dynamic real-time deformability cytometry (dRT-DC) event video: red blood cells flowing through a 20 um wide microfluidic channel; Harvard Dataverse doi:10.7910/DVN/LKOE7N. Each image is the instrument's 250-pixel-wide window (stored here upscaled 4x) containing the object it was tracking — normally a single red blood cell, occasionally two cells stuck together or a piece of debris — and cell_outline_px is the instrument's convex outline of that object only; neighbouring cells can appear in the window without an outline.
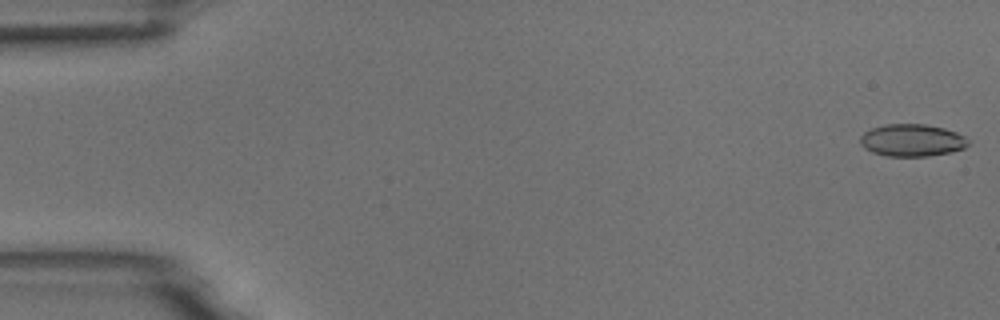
{"species": "common noctule bat (a hibernating species)", "species_latin": "Nyctalus noctula", "temperature_condition": "room temperature", "stored_images_in_passage": 5, "camera_frame_rate_fps": 3000, "um_per_image_px": 0.085, "animal": {"sex": "male", "body_mass_g": 18.8}, "frame": {"image": 1, "passage_image": 1, "time_ms": 0.0, "image_size_px": [1000, 320], "cell_outline_px": [[968, 144], [964, 148], [952, 152], [928, 156], [888, 156], [872, 152], [864, 148], [860, 144], [860, 136], [864, 132], [872, 128], [888, 124], [924, 124], [944, 128], [956, 132], [964, 136], [968, 140]], "centroid_in_image_um": [77.51, 11.92], "position_along_channel_um": 7.5, "area_um2": 20.29}}
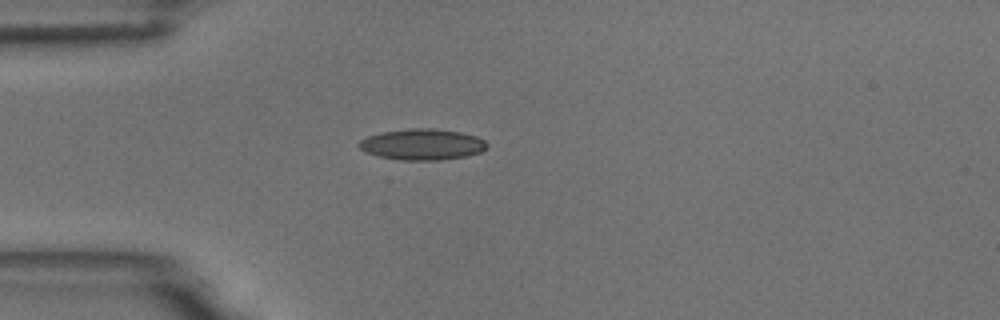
{"frame": {"image": 2, "passage_image": 5, "time_ms": 1.333, "image_size_px": [1000, 320], "cell_outline_px": [[488, 148], [480, 152], [464, 156], [440, 160], [400, 160], [380, 156], [364, 152], [356, 144], [360, 140], [368, 136], [380, 132], [408, 128], [432, 128], [460, 132], [476, 136], [484, 140], [488, 144]], "centroid_in_image_um": [35.87, 12.27], "position_along_channel_um": 49.1, "area_um2": 23.24}}